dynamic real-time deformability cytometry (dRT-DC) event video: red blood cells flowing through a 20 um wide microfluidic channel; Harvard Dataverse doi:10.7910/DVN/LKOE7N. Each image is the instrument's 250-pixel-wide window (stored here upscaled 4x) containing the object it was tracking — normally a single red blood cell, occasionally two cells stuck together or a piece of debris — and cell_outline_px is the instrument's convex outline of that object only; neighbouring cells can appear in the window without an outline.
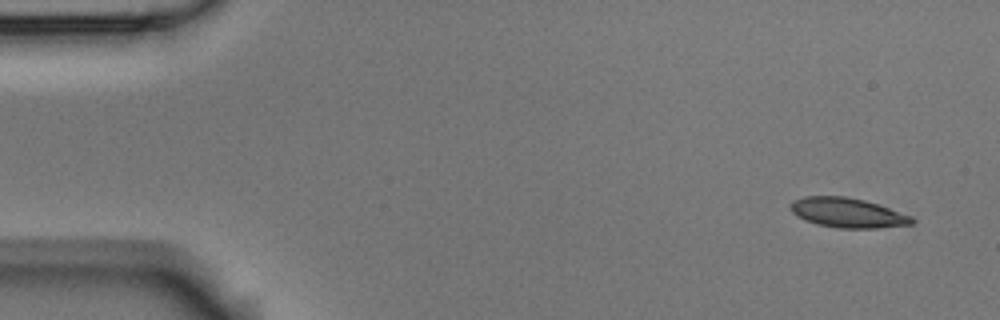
{"species": "Egyptian fruit bat (a non-hibernating species)", "species_latin": "Rousettus aegyptiacus", "temperature_condition": "room temperature", "stored_images_in_passage": 5, "camera_frame_rate_fps": 3000, "um_per_image_px": 0.085, "animal": {"sex": "male"}, "frame": {"image": 1, "passage_image": 1, "time_ms": 0.0, "image_size_px": [1000, 320], "cell_outline_px": [[916, 220], [912, 224], [876, 228], [836, 228], [816, 224], [804, 220], [796, 216], [788, 208], [788, 204], [792, 200], [804, 196], [848, 196], [864, 200], [912, 216]], "centroid_in_image_um": [71.97, 18.08], "position_along_channel_um": 13.0, "area_um2": 21.21}}
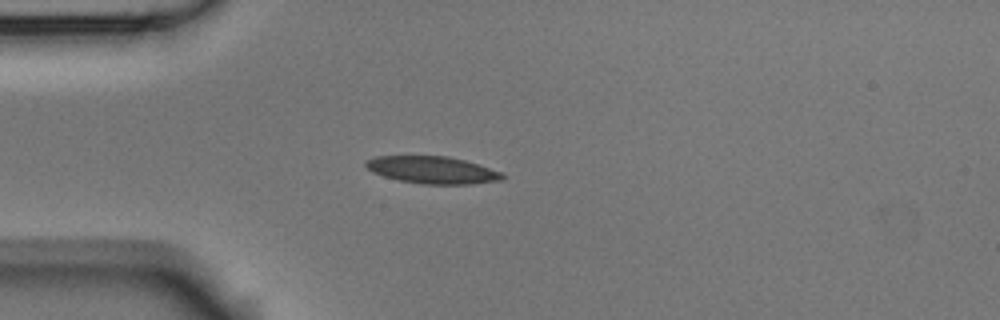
{"frame": {"image": 2, "passage_image": 4, "time_ms": 1.0, "image_size_px": [1000, 320], "cell_outline_px": [[504, 180], [472, 184], [420, 184], [400, 180], [384, 176], [372, 172], [364, 164], [364, 160], [376, 156], [448, 156], [464, 160], [504, 172]], "centroid_in_image_um": [36.77, 14.45], "position_along_channel_um": 48.2, "area_um2": 21.79}}